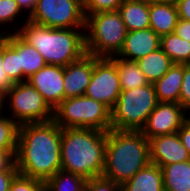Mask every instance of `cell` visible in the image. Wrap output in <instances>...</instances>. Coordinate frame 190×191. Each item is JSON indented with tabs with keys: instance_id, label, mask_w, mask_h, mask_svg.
I'll list each match as a JSON object with an SVG mask.
<instances>
[{
	"instance_id": "1",
	"label": "cell",
	"mask_w": 190,
	"mask_h": 191,
	"mask_svg": "<svg viewBox=\"0 0 190 191\" xmlns=\"http://www.w3.org/2000/svg\"><path fill=\"white\" fill-rule=\"evenodd\" d=\"M61 127L53 120L20 125L16 152L19 174L46 181L61 170Z\"/></svg>"
},
{
	"instance_id": "2",
	"label": "cell",
	"mask_w": 190,
	"mask_h": 191,
	"mask_svg": "<svg viewBox=\"0 0 190 191\" xmlns=\"http://www.w3.org/2000/svg\"><path fill=\"white\" fill-rule=\"evenodd\" d=\"M107 132L93 128H61V169L90 180L105 167Z\"/></svg>"
},
{
	"instance_id": "3",
	"label": "cell",
	"mask_w": 190,
	"mask_h": 191,
	"mask_svg": "<svg viewBox=\"0 0 190 191\" xmlns=\"http://www.w3.org/2000/svg\"><path fill=\"white\" fill-rule=\"evenodd\" d=\"M149 163V140L141 131H107L102 177L121 186Z\"/></svg>"
},
{
	"instance_id": "4",
	"label": "cell",
	"mask_w": 190,
	"mask_h": 191,
	"mask_svg": "<svg viewBox=\"0 0 190 191\" xmlns=\"http://www.w3.org/2000/svg\"><path fill=\"white\" fill-rule=\"evenodd\" d=\"M85 28H50L26 21L17 34L38 50L46 64L67 66L85 50Z\"/></svg>"
},
{
	"instance_id": "5",
	"label": "cell",
	"mask_w": 190,
	"mask_h": 191,
	"mask_svg": "<svg viewBox=\"0 0 190 191\" xmlns=\"http://www.w3.org/2000/svg\"><path fill=\"white\" fill-rule=\"evenodd\" d=\"M85 16L86 53L97 58L117 56L128 32L118 10L101 11Z\"/></svg>"
},
{
	"instance_id": "6",
	"label": "cell",
	"mask_w": 190,
	"mask_h": 191,
	"mask_svg": "<svg viewBox=\"0 0 190 191\" xmlns=\"http://www.w3.org/2000/svg\"><path fill=\"white\" fill-rule=\"evenodd\" d=\"M157 104L153 83L121 90L111 109V129L141 131Z\"/></svg>"
},
{
	"instance_id": "7",
	"label": "cell",
	"mask_w": 190,
	"mask_h": 191,
	"mask_svg": "<svg viewBox=\"0 0 190 191\" xmlns=\"http://www.w3.org/2000/svg\"><path fill=\"white\" fill-rule=\"evenodd\" d=\"M53 121L61 128L111 129V110L85 95L64 99L53 110Z\"/></svg>"
},
{
	"instance_id": "8",
	"label": "cell",
	"mask_w": 190,
	"mask_h": 191,
	"mask_svg": "<svg viewBox=\"0 0 190 191\" xmlns=\"http://www.w3.org/2000/svg\"><path fill=\"white\" fill-rule=\"evenodd\" d=\"M5 105L6 114L19 125L53 120V110L27 81L14 83L9 88L5 93Z\"/></svg>"
},
{
	"instance_id": "9",
	"label": "cell",
	"mask_w": 190,
	"mask_h": 191,
	"mask_svg": "<svg viewBox=\"0 0 190 191\" xmlns=\"http://www.w3.org/2000/svg\"><path fill=\"white\" fill-rule=\"evenodd\" d=\"M28 20L50 28H85L83 0H37Z\"/></svg>"
},
{
	"instance_id": "10",
	"label": "cell",
	"mask_w": 190,
	"mask_h": 191,
	"mask_svg": "<svg viewBox=\"0 0 190 191\" xmlns=\"http://www.w3.org/2000/svg\"><path fill=\"white\" fill-rule=\"evenodd\" d=\"M121 93L116 64L110 58L94 56L93 73L85 96L105 104L110 110Z\"/></svg>"
},
{
	"instance_id": "11",
	"label": "cell",
	"mask_w": 190,
	"mask_h": 191,
	"mask_svg": "<svg viewBox=\"0 0 190 191\" xmlns=\"http://www.w3.org/2000/svg\"><path fill=\"white\" fill-rule=\"evenodd\" d=\"M190 117L180 103L158 102L141 129L142 134L150 138L177 132Z\"/></svg>"
},
{
	"instance_id": "12",
	"label": "cell",
	"mask_w": 190,
	"mask_h": 191,
	"mask_svg": "<svg viewBox=\"0 0 190 191\" xmlns=\"http://www.w3.org/2000/svg\"><path fill=\"white\" fill-rule=\"evenodd\" d=\"M27 82L42 95L52 110L65 99L64 67L62 66L46 64L31 75Z\"/></svg>"
},
{
	"instance_id": "13",
	"label": "cell",
	"mask_w": 190,
	"mask_h": 191,
	"mask_svg": "<svg viewBox=\"0 0 190 191\" xmlns=\"http://www.w3.org/2000/svg\"><path fill=\"white\" fill-rule=\"evenodd\" d=\"M150 162L160 167L190 160L187 148L177 132L149 139Z\"/></svg>"
},
{
	"instance_id": "14",
	"label": "cell",
	"mask_w": 190,
	"mask_h": 191,
	"mask_svg": "<svg viewBox=\"0 0 190 191\" xmlns=\"http://www.w3.org/2000/svg\"><path fill=\"white\" fill-rule=\"evenodd\" d=\"M94 56L84 54L79 60L64 66L65 99L83 96L93 73Z\"/></svg>"
},
{
	"instance_id": "15",
	"label": "cell",
	"mask_w": 190,
	"mask_h": 191,
	"mask_svg": "<svg viewBox=\"0 0 190 191\" xmlns=\"http://www.w3.org/2000/svg\"><path fill=\"white\" fill-rule=\"evenodd\" d=\"M158 48H160V36L151 28L128 31L117 57L137 61Z\"/></svg>"
},
{
	"instance_id": "16",
	"label": "cell",
	"mask_w": 190,
	"mask_h": 191,
	"mask_svg": "<svg viewBox=\"0 0 190 191\" xmlns=\"http://www.w3.org/2000/svg\"><path fill=\"white\" fill-rule=\"evenodd\" d=\"M150 28L160 37L175 32L178 10L175 1L149 4Z\"/></svg>"
},
{
	"instance_id": "17",
	"label": "cell",
	"mask_w": 190,
	"mask_h": 191,
	"mask_svg": "<svg viewBox=\"0 0 190 191\" xmlns=\"http://www.w3.org/2000/svg\"><path fill=\"white\" fill-rule=\"evenodd\" d=\"M183 82V64H173L170 69L153 83L158 102L180 103Z\"/></svg>"
},
{
	"instance_id": "18",
	"label": "cell",
	"mask_w": 190,
	"mask_h": 191,
	"mask_svg": "<svg viewBox=\"0 0 190 191\" xmlns=\"http://www.w3.org/2000/svg\"><path fill=\"white\" fill-rule=\"evenodd\" d=\"M120 191H164L161 167L150 162L121 185Z\"/></svg>"
},
{
	"instance_id": "19",
	"label": "cell",
	"mask_w": 190,
	"mask_h": 191,
	"mask_svg": "<svg viewBox=\"0 0 190 191\" xmlns=\"http://www.w3.org/2000/svg\"><path fill=\"white\" fill-rule=\"evenodd\" d=\"M118 12L127 31L150 28L148 3L142 0H124Z\"/></svg>"
},
{
	"instance_id": "20",
	"label": "cell",
	"mask_w": 190,
	"mask_h": 191,
	"mask_svg": "<svg viewBox=\"0 0 190 191\" xmlns=\"http://www.w3.org/2000/svg\"><path fill=\"white\" fill-rule=\"evenodd\" d=\"M136 63L149 83L159 80L174 64L161 48L150 52Z\"/></svg>"
},
{
	"instance_id": "21",
	"label": "cell",
	"mask_w": 190,
	"mask_h": 191,
	"mask_svg": "<svg viewBox=\"0 0 190 191\" xmlns=\"http://www.w3.org/2000/svg\"><path fill=\"white\" fill-rule=\"evenodd\" d=\"M164 191H190V160L161 167Z\"/></svg>"
},
{
	"instance_id": "22",
	"label": "cell",
	"mask_w": 190,
	"mask_h": 191,
	"mask_svg": "<svg viewBox=\"0 0 190 191\" xmlns=\"http://www.w3.org/2000/svg\"><path fill=\"white\" fill-rule=\"evenodd\" d=\"M2 66L13 83L22 82V68L19 62V35H5L3 39Z\"/></svg>"
},
{
	"instance_id": "23",
	"label": "cell",
	"mask_w": 190,
	"mask_h": 191,
	"mask_svg": "<svg viewBox=\"0 0 190 191\" xmlns=\"http://www.w3.org/2000/svg\"><path fill=\"white\" fill-rule=\"evenodd\" d=\"M110 59L116 64L121 90L149 84L136 61H128L117 56L110 57Z\"/></svg>"
},
{
	"instance_id": "24",
	"label": "cell",
	"mask_w": 190,
	"mask_h": 191,
	"mask_svg": "<svg viewBox=\"0 0 190 191\" xmlns=\"http://www.w3.org/2000/svg\"><path fill=\"white\" fill-rule=\"evenodd\" d=\"M26 21H28V16L22 11L16 0H0V31L3 34L17 33Z\"/></svg>"
},
{
	"instance_id": "25",
	"label": "cell",
	"mask_w": 190,
	"mask_h": 191,
	"mask_svg": "<svg viewBox=\"0 0 190 191\" xmlns=\"http://www.w3.org/2000/svg\"><path fill=\"white\" fill-rule=\"evenodd\" d=\"M160 48L174 64H190V42L175 32L160 37Z\"/></svg>"
},
{
	"instance_id": "26",
	"label": "cell",
	"mask_w": 190,
	"mask_h": 191,
	"mask_svg": "<svg viewBox=\"0 0 190 191\" xmlns=\"http://www.w3.org/2000/svg\"><path fill=\"white\" fill-rule=\"evenodd\" d=\"M19 62L22 68V82L42 69L46 62L36 48L28 44L19 36Z\"/></svg>"
},
{
	"instance_id": "27",
	"label": "cell",
	"mask_w": 190,
	"mask_h": 191,
	"mask_svg": "<svg viewBox=\"0 0 190 191\" xmlns=\"http://www.w3.org/2000/svg\"><path fill=\"white\" fill-rule=\"evenodd\" d=\"M85 182L83 177L61 169L45 181V191H80Z\"/></svg>"
},
{
	"instance_id": "28",
	"label": "cell",
	"mask_w": 190,
	"mask_h": 191,
	"mask_svg": "<svg viewBox=\"0 0 190 191\" xmlns=\"http://www.w3.org/2000/svg\"><path fill=\"white\" fill-rule=\"evenodd\" d=\"M20 125L7 114L0 117V149L17 150Z\"/></svg>"
},
{
	"instance_id": "29",
	"label": "cell",
	"mask_w": 190,
	"mask_h": 191,
	"mask_svg": "<svg viewBox=\"0 0 190 191\" xmlns=\"http://www.w3.org/2000/svg\"><path fill=\"white\" fill-rule=\"evenodd\" d=\"M10 191H45V182L18 173L11 182Z\"/></svg>"
},
{
	"instance_id": "30",
	"label": "cell",
	"mask_w": 190,
	"mask_h": 191,
	"mask_svg": "<svg viewBox=\"0 0 190 191\" xmlns=\"http://www.w3.org/2000/svg\"><path fill=\"white\" fill-rule=\"evenodd\" d=\"M124 0H83L85 14L101 11H116Z\"/></svg>"
},
{
	"instance_id": "31",
	"label": "cell",
	"mask_w": 190,
	"mask_h": 191,
	"mask_svg": "<svg viewBox=\"0 0 190 191\" xmlns=\"http://www.w3.org/2000/svg\"><path fill=\"white\" fill-rule=\"evenodd\" d=\"M180 104L190 115V64H183V82L180 91Z\"/></svg>"
},
{
	"instance_id": "32",
	"label": "cell",
	"mask_w": 190,
	"mask_h": 191,
	"mask_svg": "<svg viewBox=\"0 0 190 191\" xmlns=\"http://www.w3.org/2000/svg\"><path fill=\"white\" fill-rule=\"evenodd\" d=\"M85 186L88 191H120L118 184L102 176L86 180Z\"/></svg>"
},
{
	"instance_id": "33",
	"label": "cell",
	"mask_w": 190,
	"mask_h": 191,
	"mask_svg": "<svg viewBox=\"0 0 190 191\" xmlns=\"http://www.w3.org/2000/svg\"><path fill=\"white\" fill-rule=\"evenodd\" d=\"M16 152L17 150L0 149V172L5 170H17Z\"/></svg>"
},
{
	"instance_id": "34",
	"label": "cell",
	"mask_w": 190,
	"mask_h": 191,
	"mask_svg": "<svg viewBox=\"0 0 190 191\" xmlns=\"http://www.w3.org/2000/svg\"><path fill=\"white\" fill-rule=\"evenodd\" d=\"M3 62V40L0 42V91L6 93L14 84L8 77L2 66Z\"/></svg>"
},
{
	"instance_id": "35",
	"label": "cell",
	"mask_w": 190,
	"mask_h": 191,
	"mask_svg": "<svg viewBox=\"0 0 190 191\" xmlns=\"http://www.w3.org/2000/svg\"><path fill=\"white\" fill-rule=\"evenodd\" d=\"M18 173V170L0 172V191H10L11 182Z\"/></svg>"
},
{
	"instance_id": "36",
	"label": "cell",
	"mask_w": 190,
	"mask_h": 191,
	"mask_svg": "<svg viewBox=\"0 0 190 191\" xmlns=\"http://www.w3.org/2000/svg\"><path fill=\"white\" fill-rule=\"evenodd\" d=\"M181 143L187 148L190 154V117L183 123L177 131Z\"/></svg>"
},
{
	"instance_id": "37",
	"label": "cell",
	"mask_w": 190,
	"mask_h": 191,
	"mask_svg": "<svg viewBox=\"0 0 190 191\" xmlns=\"http://www.w3.org/2000/svg\"><path fill=\"white\" fill-rule=\"evenodd\" d=\"M175 33L182 39L190 42V21L178 19Z\"/></svg>"
},
{
	"instance_id": "38",
	"label": "cell",
	"mask_w": 190,
	"mask_h": 191,
	"mask_svg": "<svg viewBox=\"0 0 190 191\" xmlns=\"http://www.w3.org/2000/svg\"><path fill=\"white\" fill-rule=\"evenodd\" d=\"M178 18L190 21V0H175Z\"/></svg>"
},
{
	"instance_id": "39",
	"label": "cell",
	"mask_w": 190,
	"mask_h": 191,
	"mask_svg": "<svg viewBox=\"0 0 190 191\" xmlns=\"http://www.w3.org/2000/svg\"><path fill=\"white\" fill-rule=\"evenodd\" d=\"M37 0H16L22 11L29 17L35 8Z\"/></svg>"
},
{
	"instance_id": "40",
	"label": "cell",
	"mask_w": 190,
	"mask_h": 191,
	"mask_svg": "<svg viewBox=\"0 0 190 191\" xmlns=\"http://www.w3.org/2000/svg\"><path fill=\"white\" fill-rule=\"evenodd\" d=\"M6 115L5 93L0 91V117Z\"/></svg>"
},
{
	"instance_id": "41",
	"label": "cell",
	"mask_w": 190,
	"mask_h": 191,
	"mask_svg": "<svg viewBox=\"0 0 190 191\" xmlns=\"http://www.w3.org/2000/svg\"><path fill=\"white\" fill-rule=\"evenodd\" d=\"M148 4L151 3H167V2H174L175 0H142Z\"/></svg>"
},
{
	"instance_id": "42",
	"label": "cell",
	"mask_w": 190,
	"mask_h": 191,
	"mask_svg": "<svg viewBox=\"0 0 190 191\" xmlns=\"http://www.w3.org/2000/svg\"><path fill=\"white\" fill-rule=\"evenodd\" d=\"M5 38V34L0 31V42Z\"/></svg>"
},
{
	"instance_id": "43",
	"label": "cell",
	"mask_w": 190,
	"mask_h": 191,
	"mask_svg": "<svg viewBox=\"0 0 190 191\" xmlns=\"http://www.w3.org/2000/svg\"><path fill=\"white\" fill-rule=\"evenodd\" d=\"M80 191H88L87 187L85 186L83 189H81Z\"/></svg>"
}]
</instances>
